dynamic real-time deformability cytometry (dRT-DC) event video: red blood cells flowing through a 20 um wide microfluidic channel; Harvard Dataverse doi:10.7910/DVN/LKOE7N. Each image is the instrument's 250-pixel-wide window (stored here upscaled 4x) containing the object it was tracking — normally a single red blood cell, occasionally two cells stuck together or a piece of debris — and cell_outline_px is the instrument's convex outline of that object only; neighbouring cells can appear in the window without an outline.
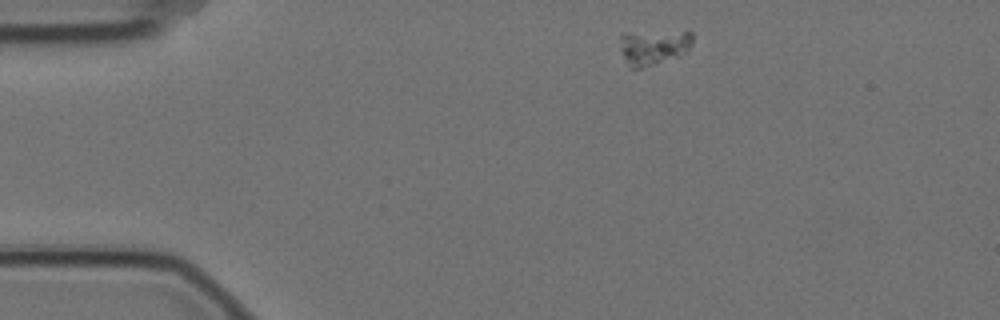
{"species": "Egyptian fruit bat (a non-hibernating species)", "species_latin": "Rousettus aegyptiacus", "temperature_condition": "cold", "stored_images_in_passage": 3, "camera_frame_rate_fps": 3000, "um_per_image_px": 0.085, "animal": {"sex": "female"}, "frame": {"image": 1, "passage_image": 1, "time_ms": 0.0, "image_size_px": [1000, 320], "cell_outline_px": [[692, 44], [688, 48], [676, 56], [640, 68], [632, 68], [624, 56], [620, 36], [620, 32], [692, 32]], "centroid_in_image_um": [55.53, 3.96], "position_along_channel_um": 29.5, "area_um2": 14.16}}